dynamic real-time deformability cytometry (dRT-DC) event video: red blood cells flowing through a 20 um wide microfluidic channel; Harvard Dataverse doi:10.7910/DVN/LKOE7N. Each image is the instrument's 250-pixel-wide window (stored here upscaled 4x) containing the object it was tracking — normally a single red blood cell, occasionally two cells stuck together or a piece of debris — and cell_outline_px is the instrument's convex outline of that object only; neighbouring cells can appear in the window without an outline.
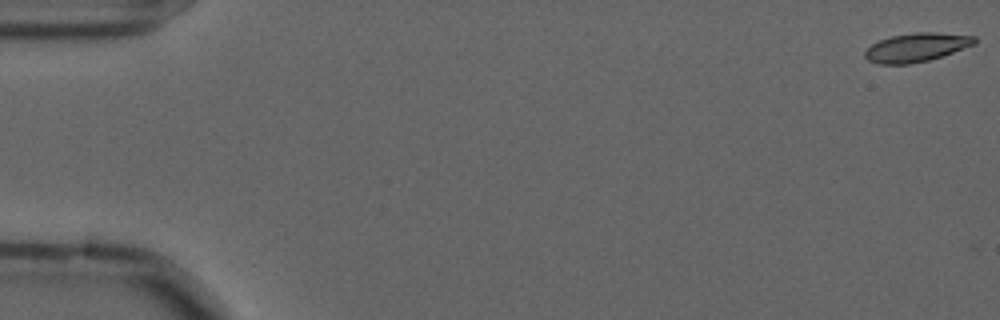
{"species": "common noctule bat (a hibernating species)", "species_latin": "Nyctalus noctula", "temperature_condition": "cold", "stored_images_in_passage": 10, "camera_frame_rate_fps": 3000, "um_per_image_px": 0.085, "animal": {"sex": "male", "forearm_length_mm": 52.5}, "frame": {"image": 1, "passage_image": 1, "time_ms": 0.0, "image_size_px": [1000, 320], "cell_outline_px": [[976, 44], [928, 60], [908, 64], [876, 64], [868, 60], [864, 56], [864, 52], [872, 44], [880, 40], [892, 36], [916, 32], [936, 32], [976, 36]], "centroid_in_image_um": [77.89, 4.02], "position_along_channel_um": 7.1, "area_um2": 18.21}}